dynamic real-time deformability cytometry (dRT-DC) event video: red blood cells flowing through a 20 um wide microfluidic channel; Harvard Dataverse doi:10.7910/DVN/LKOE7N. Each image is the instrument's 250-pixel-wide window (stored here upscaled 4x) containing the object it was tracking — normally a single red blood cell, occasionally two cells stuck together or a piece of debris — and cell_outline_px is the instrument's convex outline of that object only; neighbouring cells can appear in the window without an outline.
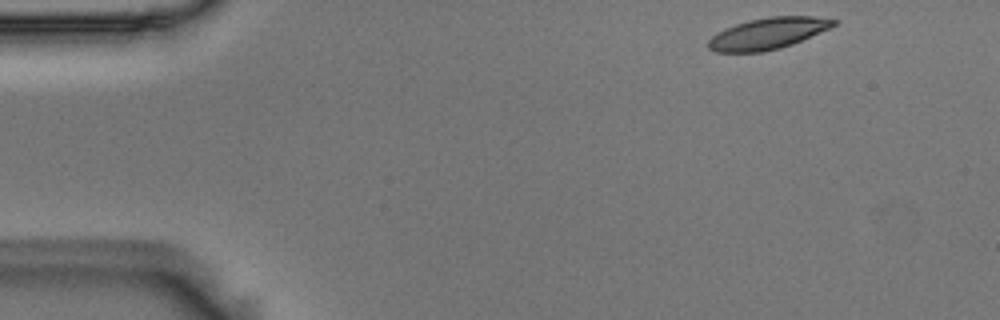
{"species": "Egyptian fruit bat (a non-hibernating species)", "species_latin": "Rousettus aegyptiacus", "temperature_condition": "room temperature", "stored_images_in_passage": 49, "camera_frame_rate_fps": 3000, "um_per_image_px": 0.085, "animal": {"sex": "male"}, "frame": {"image": 1, "passage_image": 1, "time_ms": 0.0, "image_size_px": [1000, 320], "cell_outline_px": [[840, 20], [836, 24], [828, 28], [792, 44], [780, 48], [764, 52], [716, 52], [708, 48], [708, 40], [716, 32], [724, 28], [748, 20], [768, 16], [812, 16]], "centroid_in_image_um": [65.23, 2.84], "position_along_channel_um": 19.8, "area_um2": 22.89}}
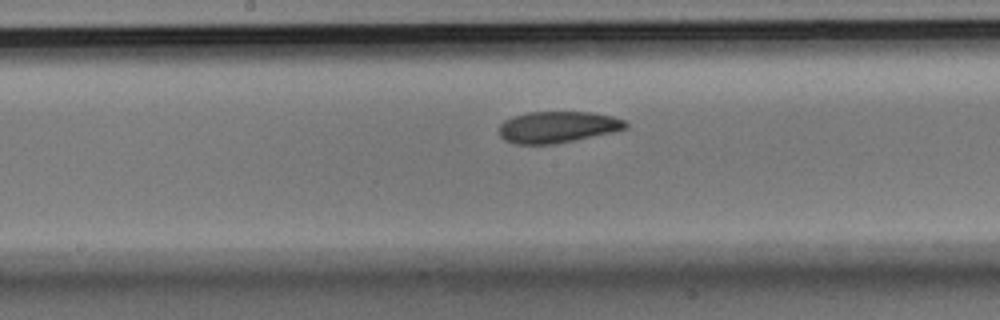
{"frame": {"image": 2, "passage_image": 23, "time_ms": 7.333, "image_size_px": [1000, 320], "cell_outline_px": [[628, 128], [612, 132], [552, 144], [516, 144], [504, 140], [500, 136], [500, 124], [504, 120], [512, 116], [528, 112], [592, 112], [612, 116], [624, 120], [628, 124]], "centroid_in_image_um": [47.37, 10.79], "position_along_channel_um": 200.8, "area_um2": 23.06}}
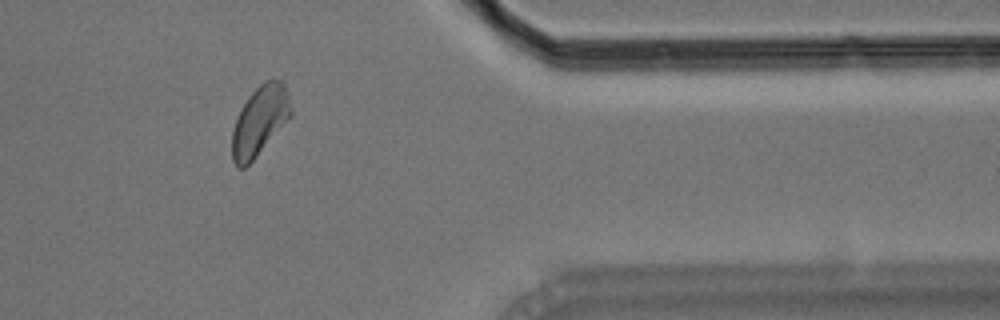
{"frame": {"image": 3, "passage_image": 40, "time_ms": 13.0, "image_size_px": [1000, 320], "cell_outline_px": [[292, 116], [256, 156], [244, 168], [236, 168], [232, 160], [232, 132], [240, 108], [248, 96], [264, 80], [280, 80], [284, 84], [288, 92], [292, 108]], "centroid_in_image_um": [22.08, 10.26], "position_along_channel_um": 389.3, "area_um2": 23.81}, "authors_computed_cell_mechanics": {"area_um2": 23.4668, "velocity_mm_per_s": 3.6678, "shape_relaxation_time_tau1_ms": 5.2429, "shape_relaxation_time_tau2_ms": 2.604, "deformation_change_tau1": 0.1298, "deformation_change_tau2": 0.0839}}